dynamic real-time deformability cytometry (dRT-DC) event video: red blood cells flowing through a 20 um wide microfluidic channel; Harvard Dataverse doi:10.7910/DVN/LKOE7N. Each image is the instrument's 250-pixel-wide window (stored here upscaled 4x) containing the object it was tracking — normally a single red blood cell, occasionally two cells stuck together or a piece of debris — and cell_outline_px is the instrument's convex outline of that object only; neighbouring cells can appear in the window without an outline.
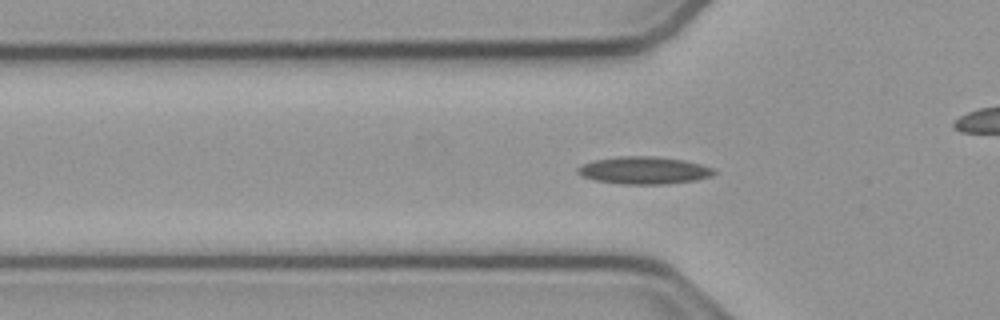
{"species": "common noctule bat (a hibernating species)", "species_latin": "Nyctalus noctula", "temperature_condition": "cold", "stored_images_in_passage": 44, "camera_frame_rate_fps": 3000, "um_per_image_px": 0.085, "animal": {"sex": "male", "body_mass_g": 23.1, "forearm_length_mm": 52.7}, "frame": {"image": 1, "passage_image": 16, "time_ms": 5.0, "image_size_px": [1000, 320], "cell_outline_px": [[716, 172], [712, 176], [696, 180], [668, 184], [620, 184], [596, 180], [584, 176], [576, 172], [576, 168], [592, 160], [616, 156], [656, 156], [684, 160], [700, 164], [712, 168]], "centroid_in_image_um": [54.74, 14.47], "position_along_channel_um": 71.1, "area_um2": 21.85}}
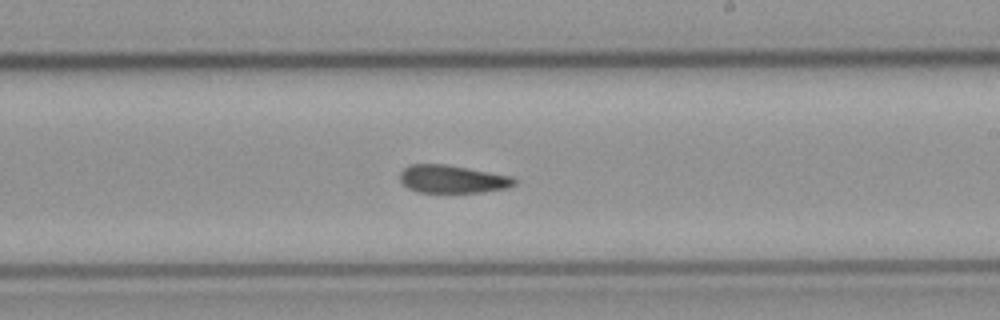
{"frame": {"image": 2, "passage_image": 30, "time_ms": 9.667, "image_size_px": [1000, 320], "cell_outline_px": [[516, 184], [508, 188], [484, 192], [416, 192], [408, 188], [400, 180], [400, 172], [408, 164], [444, 164], [512, 176], [516, 180]], "centroid_in_image_um": [38.45, 15.23], "position_along_channel_um": 250.5, "area_um2": 18.61}}
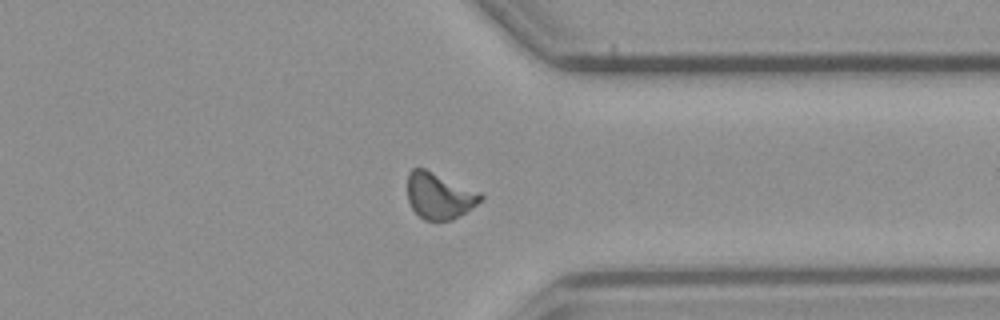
{"frame": {"image": 3, "passage_image": 40, "time_ms": 13.0, "image_size_px": [1000, 320], "cell_outline_px": [[484, 196], [472, 208], [460, 216], [452, 220], [424, 220], [412, 208], [408, 200], [408, 172], [412, 168], [424, 168], [480, 192]], "centroid_in_image_um": [37.33, 16.64], "position_along_channel_um": 374.1, "area_um2": 19.54}, "authors_computed_cell_mechanics": {"area_um2": 19.2185, "velocity_mm_per_s": 3.8161, "shape_relaxation_time_tau1_ms": null, "shape_relaxation_time_tau2_ms": 4.3769, "deformation_change_tau1": null, "deformation_change_tau2": 0.1165}}